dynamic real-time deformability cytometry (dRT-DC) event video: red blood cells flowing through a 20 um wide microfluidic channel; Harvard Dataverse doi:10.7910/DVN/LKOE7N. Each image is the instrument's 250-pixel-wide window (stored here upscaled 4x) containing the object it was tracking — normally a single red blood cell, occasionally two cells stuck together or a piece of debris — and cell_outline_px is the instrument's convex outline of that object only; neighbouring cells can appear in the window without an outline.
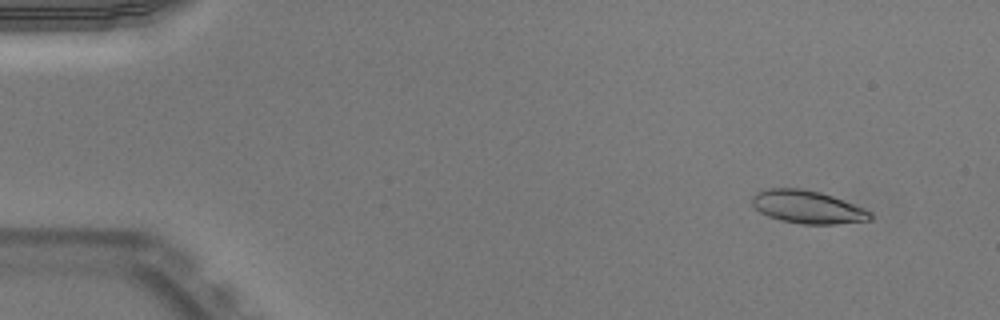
{"species": "Egyptian fruit bat (a non-hibernating species)", "species_latin": "Rousettus aegyptiacus", "temperature_condition": "warm", "stored_images_in_passage": 48, "camera_frame_rate_fps": 3000, "um_per_image_px": 0.085, "animal": {"sex": "male"}, "frame": {"image": 1, "passage_image": 1, "time_ms": 0.0, "image_size_px": [1000, 320], "cell_outline_px": [[872, 220], [836, 224], [804, 224], [780, 220], [768, 216], [760, 212], [752, 204], [752, 196], [756, 192], [768, 188], [800, 188], [820, 192], [832, 196], [864, 208], [872, 212]], "centroid_in_image_um": [68.64, 17.59], "position_along_channel_um": 16.4, "area_um2": 22.66}}
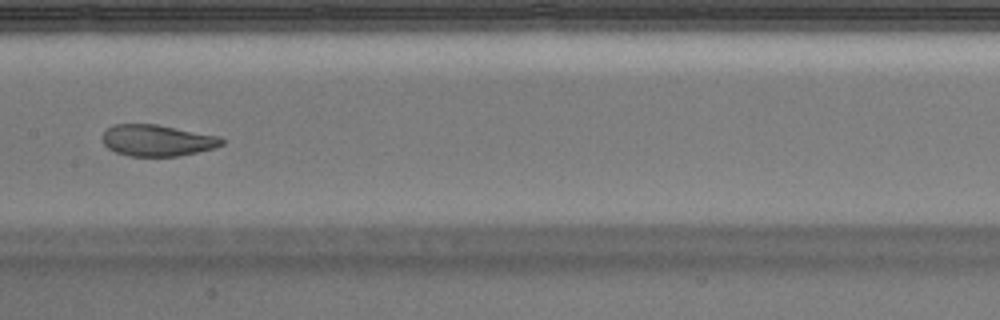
{"frame": {"image": 2, "passage_image": 23, "time_ms": 7.333, "image_size_px": [1000, 320], "cell_outline_px": [[224, 144], [212, 148], [180, 156], [128, 156], [116, 152], [108, 148], [104, 144], [104, 132], [108, 128], [116, 124], [156, 124], [220, 136], [224, 140]], "centroid_in_image_um": [13.38, 11.93], "position_along_channel_um": 194.0, "area_um2": 21.68}}
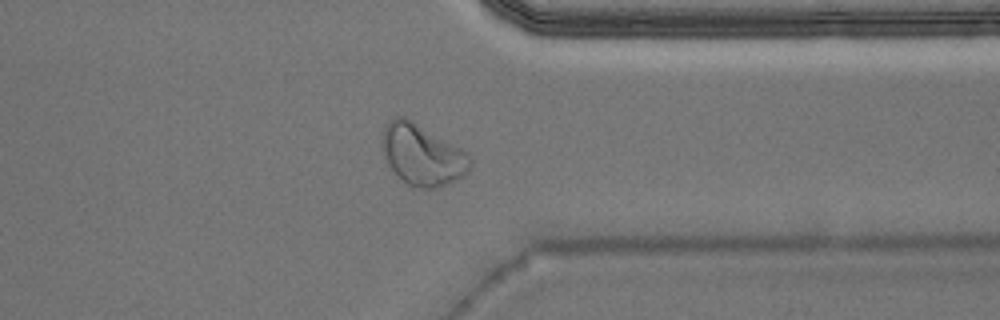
{"frame": {"image": 3, "passage_image": 37, "time_ms": 12.0, "image_size_px": [1000, 320], "cell_outline_px": [[472, 164], [468, 172], [464, 176], [456, 180], [436, 188], [424, 188], [408, 184], [388, 164], [384, 156], [380, 144], [384, 128], [388, 120], [392, 116], [404, 116], [412, 120], [468, 152], [472, 160]], "centroid_in_image_um": [35.9, 13.12], "position_along_channel_um": 375.5, "area_um2": 31.33}, "authors_computed_cell_mechanics": {"area_um2": 22.9755, "velocity_mm_per_s": 3.9501, "shape_relaxation_time_tau1_ms": 5.0302, "shape_relaxation_time_tau2_ms": 0.9844, "deformation_change_tau1": 0.1792, "deformation_change_tau2": 0.0749}}